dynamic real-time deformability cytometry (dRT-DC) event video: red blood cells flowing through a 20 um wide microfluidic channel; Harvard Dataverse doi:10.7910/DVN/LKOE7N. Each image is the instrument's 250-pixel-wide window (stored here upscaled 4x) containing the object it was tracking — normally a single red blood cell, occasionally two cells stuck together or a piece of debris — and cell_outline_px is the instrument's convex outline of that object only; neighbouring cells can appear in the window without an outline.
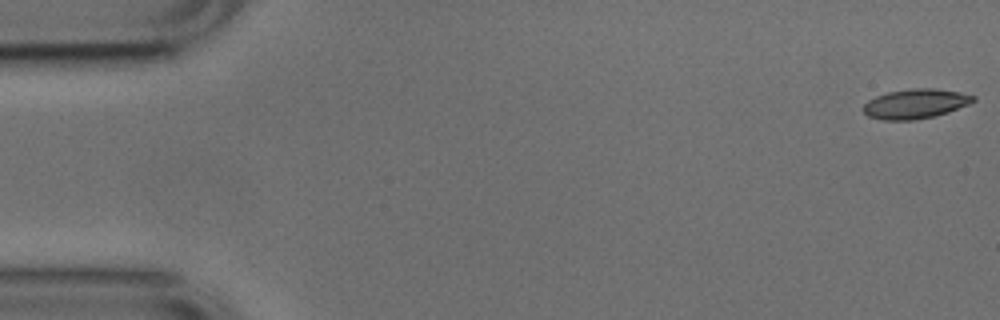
{"species": "common noctule bat (a hibernating species)", "species_latin": "Nyctalus noctula", "temperature_condition": "cold", "stored_images_in_passage": 10, "camera_frame_rate_fps": 3000, "um_per_image_px": 0.085, "animal": {"sex": "male", "body_mass_g": 17.9, "forearm_length_mm": 54.2}, "frame": {"image": 1, "passage_image": 1, "time_ms": 0.0, "image_size_px": [1000, 320], "cell_outline_px": [[976, 100], [968, 104], [948, 112], [936, 116], [912, 120], [884, 120], [868, 116], [864, 112], [864, 104], [868, 100], [876, 96], [888, 92], [912, 88], [936, 88], [960, 92], [976, 96]], "centroid_in_image_um": [77.83, 8.81], "position_along_channel_um": 7.2, "area_um2": 18.96}}